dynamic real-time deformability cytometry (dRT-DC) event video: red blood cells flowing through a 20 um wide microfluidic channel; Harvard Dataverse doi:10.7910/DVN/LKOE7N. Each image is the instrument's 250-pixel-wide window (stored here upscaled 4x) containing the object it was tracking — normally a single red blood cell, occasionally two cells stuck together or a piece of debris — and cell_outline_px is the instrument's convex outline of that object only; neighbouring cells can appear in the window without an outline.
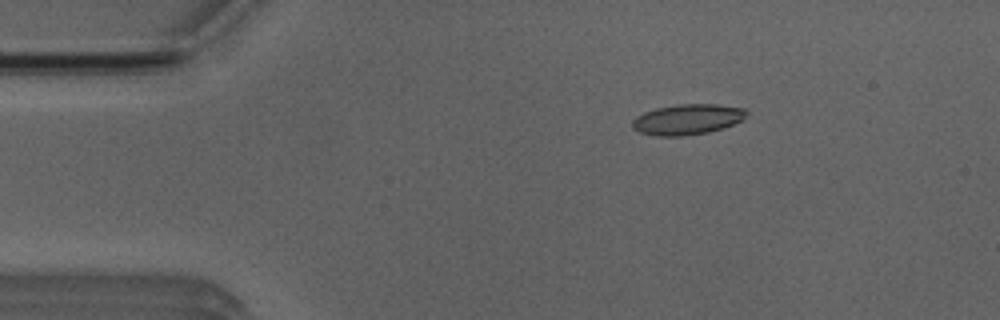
{"species": "Egyptian fruit bat (a non-hibernating species)", "species_latin": "Rousettus aegyptiacus", "temperature_condition": "room temperature", "stored_images_in_passage": 6, "camera_frame_rate_fps": 3000, "um_per_image_px": 0.085, "animal": {"sex": "male"}, "frame": {"image": 1, "passage_image": 2, "time_ms": 2.0, "image_size_px": [1000, 320], "cell_outline_px": [[748, 112], [740, 120], [732, 124], [708, 132], [680, 136], [656, 136], [640, 132], [632, 128], [632, 120], [636, 116], [644, 112], [656, 108], [676, 104], [716, 104], [744, 108]], "centroid_in_image_um": [58.37, 10.14], "position_along_channel_um": 26.6, "area_um2": 20.11}}